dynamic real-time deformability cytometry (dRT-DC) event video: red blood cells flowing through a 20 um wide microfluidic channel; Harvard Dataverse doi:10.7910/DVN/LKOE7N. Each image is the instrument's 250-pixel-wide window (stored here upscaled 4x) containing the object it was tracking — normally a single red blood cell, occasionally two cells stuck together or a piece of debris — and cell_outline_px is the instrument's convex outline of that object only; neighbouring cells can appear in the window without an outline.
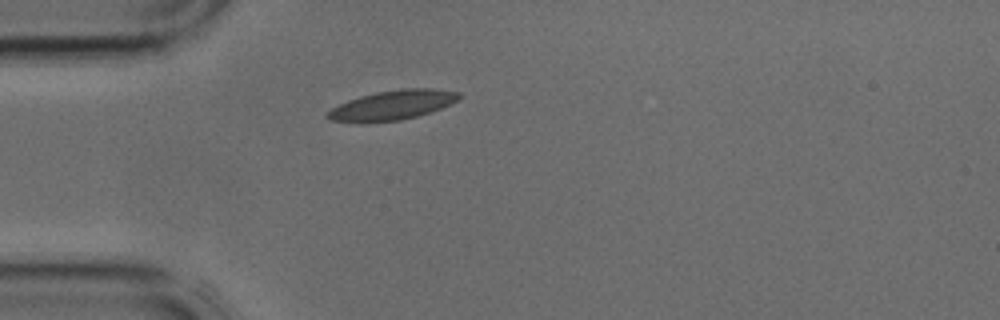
{"species": "common noctule bat (a hibernating species)", "species_latin": "Nyctalus noctula", "temperature_condition": "cold", "stored_images_in_passage": 3, "camera_frame_rate_fps": 3000, "um_per_image_px": 0.085, "animal": {"sex": "male", "body_mass_g": 17.9, "forearm_length_mm": 54.2}, "frame": {"image": 1, "passage_image": 3, "time_ms": 0.667, "image_size_px": [1000, 320], "cell_outline_px": [[464, 96], [440, 108], [416, 116], [400, 120], [360, 124], [332, 120], [324, 116], [332, 108], [348, 100], [360, 96], [376, 92], [404, 88], [432, 88], [460, 92]], "centroid_in_image_um": [33.32, 8.94], "position_along_channel_um": 51.7, "area_um2": 22.72}}